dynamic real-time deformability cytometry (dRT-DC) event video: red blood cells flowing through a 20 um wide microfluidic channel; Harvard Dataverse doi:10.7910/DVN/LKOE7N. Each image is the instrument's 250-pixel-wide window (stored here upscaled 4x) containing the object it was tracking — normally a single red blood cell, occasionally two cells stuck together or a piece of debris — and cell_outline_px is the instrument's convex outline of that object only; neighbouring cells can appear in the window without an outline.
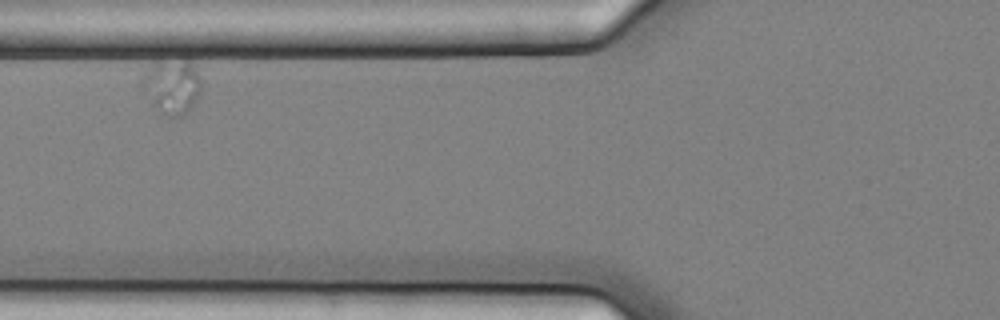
{"species": "common noctule bat (a hibernating species)", "species_latin": "Nyctalus noctula", "temperature_condition": "cold", "stored_images_in_passage": 7, "camera_frame_rate_fps": 3000, "um_per_image_px": 0.085, "animal": {"sex": "female", "body_mass_g": 25.1}, "frame": {"image": 1, "passage_image": 2, "time_ms": 0.333, "image_size_px": [1000, 320], "cell_outline_px": [[200, 96], [184, 116], [164, 116], [156, 104], [144, 84], [136, 56], [196, 56], [200, 60]], "centroid_in_image_um": [14.6, 6.97], "position_along_channel_um": 111.2, "area_um2": 21.62}}
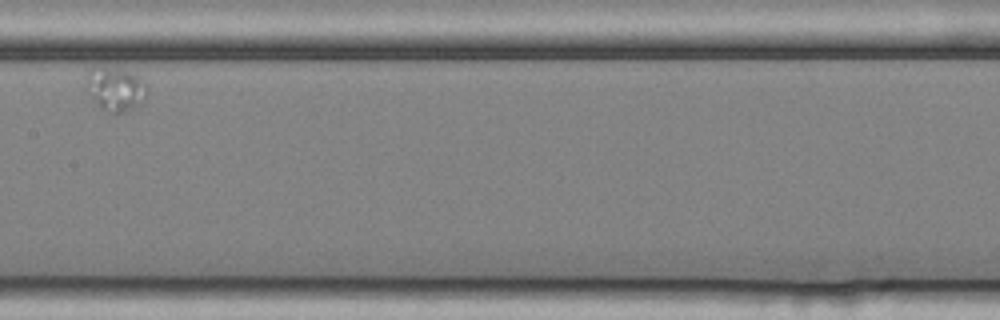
{"frame": {"image": 2, "passage_image": 5, "time_ms": 1.333, "image_size_px": [1000, 320], "cell_outline_px": [[148, 100], [136, 108], [120, 112], [112, 112], [100, 108], [92, 100], [88, 92], [84, 80], [84, 76], [88, 68], [116, 68], [132, 72], [140, 76], [148, 84]], "centroid_in_image_um": [9.85, 7.56], "position_along_channel_um": 197.5, "area_um2": 16.18}}
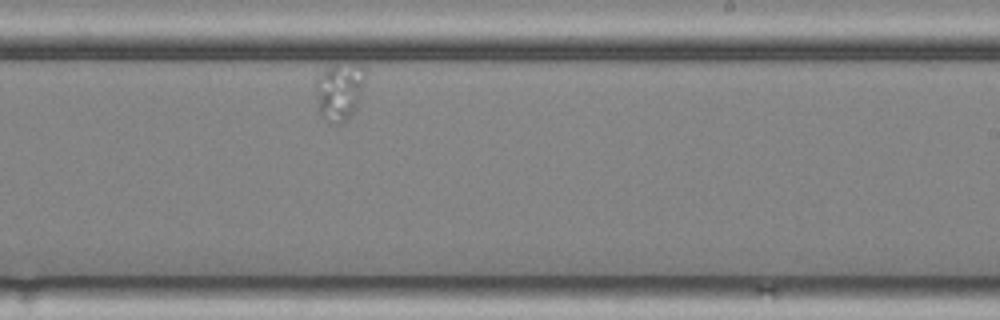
{"frame": {"image": 3, "passage_image": 7, "time_ms": 2.0, "image_size_px": [1000, 320], "cell_outline_px": [[364, 80], [360, 100], [356, 108], [344, 120], [336, 124], [328, 120], [320, 112], [316, 88], [316, 76], [324, 68], [336, 60], [360, 60], [364, 68]], "centroid_in_image_um": [28.89, 7.57], "position_along_channel_um": 260.1, "area_um2": 17.22}}